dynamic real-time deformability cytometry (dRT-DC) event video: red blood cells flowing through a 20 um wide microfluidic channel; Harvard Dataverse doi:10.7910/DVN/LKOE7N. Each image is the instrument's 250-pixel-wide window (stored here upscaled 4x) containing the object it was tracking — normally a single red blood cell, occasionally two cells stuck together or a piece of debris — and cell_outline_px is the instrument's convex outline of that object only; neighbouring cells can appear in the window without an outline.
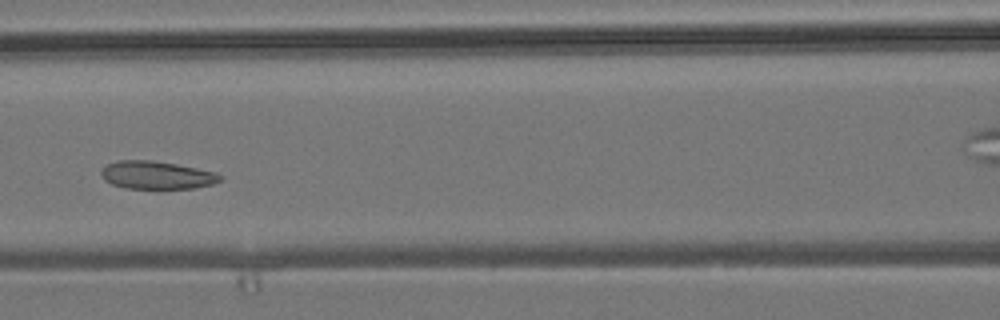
{"species": "common noctule bat (a hibernating species)", "species_latin": "Nyctalus noctula", "temperature_condition": "room temperature", "stored_images_in_passage": 7, "camera_frame_rate_fps": 3000, "um_per_image_px": 0.085, "animal": {"sex": "male", "body_mass_g": 19.2, "forearm_length_mm": 51.8}, "frame": {"image": 1, "passage_image": 6, "time_ms": 5.667, "image_size_px": [1000, 320], "cell_outline_px": [[224, 176], [220, 180], [212, 184], [196, 188], [124, 188], [112, 184], [104, 180], [100, 172], [108, 164], [116, 160], [152, 160], [176, 164], [216, 172]], "centroid_in_image_um": [13.32, 14.88], "position_along_channel_um": 153.3, "area_um2": 19.31}}